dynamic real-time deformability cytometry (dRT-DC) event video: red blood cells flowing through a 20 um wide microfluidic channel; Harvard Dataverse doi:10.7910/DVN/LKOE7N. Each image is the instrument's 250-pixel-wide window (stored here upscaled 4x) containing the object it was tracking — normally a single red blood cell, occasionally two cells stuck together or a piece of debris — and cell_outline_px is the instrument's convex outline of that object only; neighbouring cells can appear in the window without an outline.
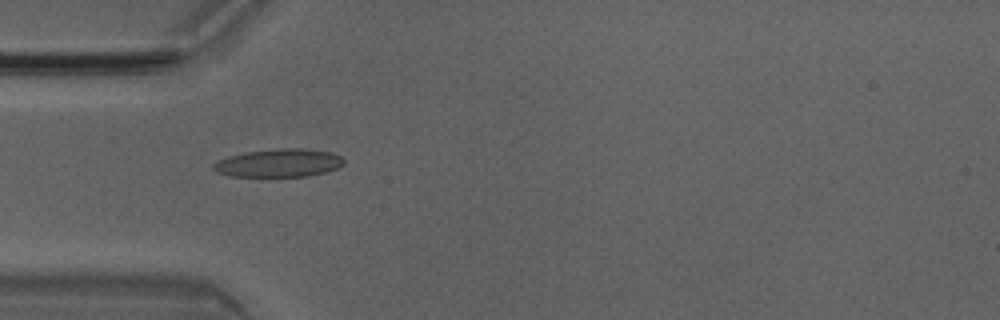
{"species": "Egyptian fruit bat (a non-hibernating species)", "species_latin": "Rousettus aegyptiacus", "temperature_condition": "room temperature", "stored_images_in_passage": 7, "camera_frame_rate_fps": 3000, "um_per_image_px": 0.085, "animal": {"sex": "male"}, "frame": {"image": 1, "passage_image": 5, "time_ms": 1.333, "image_size_px": [1000, 320], "cell_outline_px": [[344, 164], [328, 172], [308, 176], [232, 176], [216, 172], [212, 168], [212, 164], [228, 156], [244, 152], [280, 148], [300, 148], [328, 152], [340, 156], [344, 160]], "centroid_in_image_um": [23.69, 13.85], "position_along_channel_um": 61.3, "area_um2": 21.27}}